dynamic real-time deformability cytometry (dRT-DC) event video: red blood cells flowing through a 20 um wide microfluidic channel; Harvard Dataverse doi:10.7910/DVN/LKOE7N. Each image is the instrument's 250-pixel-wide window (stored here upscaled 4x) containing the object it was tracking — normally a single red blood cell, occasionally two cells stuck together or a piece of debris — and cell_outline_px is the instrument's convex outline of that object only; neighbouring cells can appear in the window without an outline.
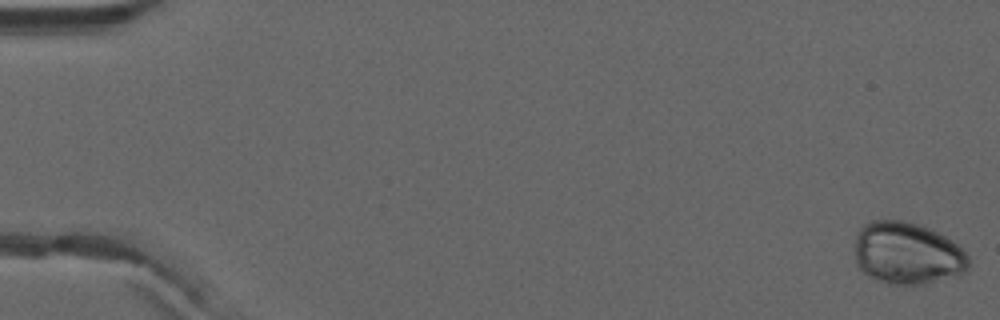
{"species": "common noctule bat (a hibernating species)", "species_latin": "Nyctalus noctula", "temperature_condition": "warm", "stored_images_in_passage": 53, "camera_frame_rate_fps": 3000, "um_per_image_px": 0.085, "animal": {"sex": "male", "forearm_length_mm": 52.5}, "frame": {"image": 1, "passage_image": 1, "time_ms": 0.0, "image_size_px": [1000, 320], "cell_outline_px": [[968, 272], [956, 276], [924, 284], [888, 284], [876, 280], [868, 276], [856, 264], [856, 232], [864, 224], [872, 220], [900, 220], [916, 224], [928, 228], [952, 240], [968, 256]], "centroid_in_image_um": [77.11, 21.54], "position_along_channel_um": 7.9, "area_um2": 41.27}}
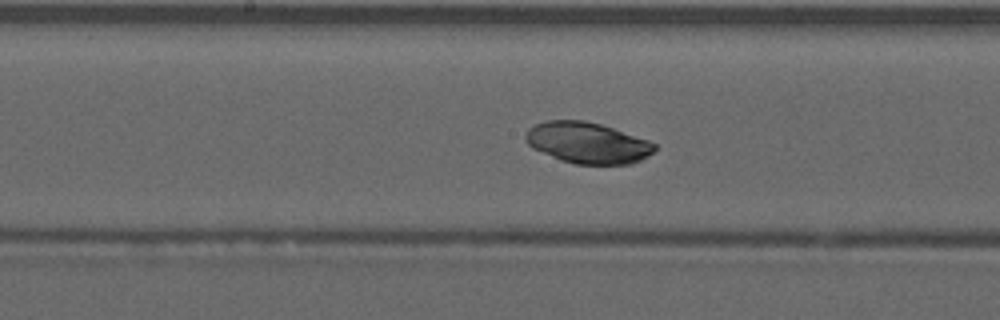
{"frame": {"image": 2, "passage_image": 28, "time_ms": 9.0, "image_size_px": [1000, 320], "cell_outline_px": [[656, 148], [648, 156], [632, 164], [576, 164], [560, 160], [532, 148], [524, 140], [524, 136], [528, 128], [536, 124], [548, 120], [584, 120], [600, 124], [648, 140], [656, 144]], "centroid_in_image_um": [49.91, 12.14], "position_along_channel_um": 198.3, "area_um2": 30.87}}
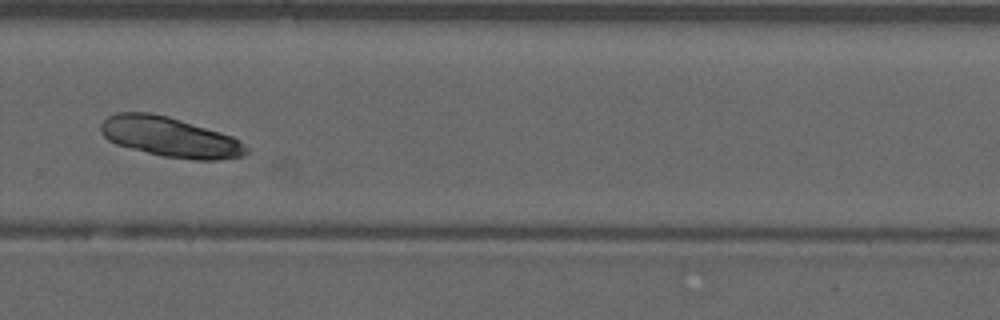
{"frame": {"image": 3, "passage_image": 37, "time_ms": 12.0, "image_size_px": [1000, 320], "cell_outline_px": [[248, 152], [240, 156], [216, 160], [196, 160], [160, 156], [116, 144], [108, 140], [100, 132], [100, 124], [108, 116], [116, 112], [148, 112], [168, 116], [220, 132], [232, 136], [248, 148]], "centroid_in_image_um": [14.4, 11.64], "position_along_channel_um": 315.4, "area_um2": 33.76}}